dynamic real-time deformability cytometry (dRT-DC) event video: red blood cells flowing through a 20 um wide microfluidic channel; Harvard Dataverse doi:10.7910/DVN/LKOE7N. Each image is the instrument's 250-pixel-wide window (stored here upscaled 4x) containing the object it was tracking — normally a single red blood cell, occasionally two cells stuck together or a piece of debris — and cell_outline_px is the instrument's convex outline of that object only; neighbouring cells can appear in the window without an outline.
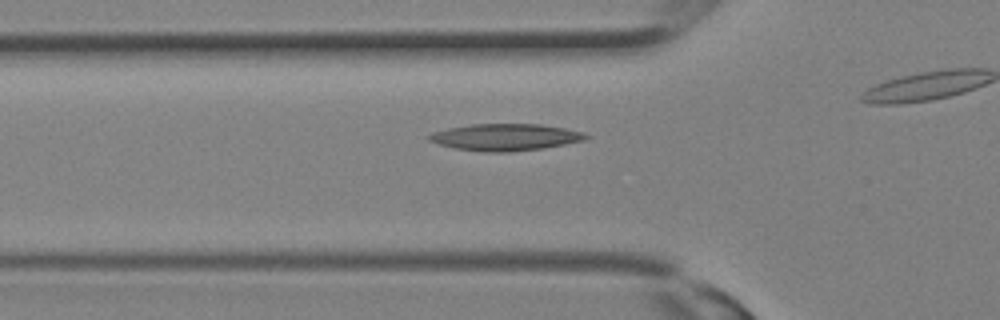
{"species": "Egyptian fruit bat (a non-hibernating species)", "species_latin": "Rousettus aegyptiacus", "temperature_condition": "room temperature", "stored_images_in_passage": 22, "camera_frame_rate_fps": 3000, "um_per_image_px": 0.085, "animal": {"sex": "female"}, "frame": {"image": 1, "passage_image": 7, "time_ms": 2.0, "image_size_px": [1000, 320], "cell_outline_px": [[592, 136], [584, 140], [544, 148], [508, 152], [480, 152], [456, 148], [440, 144], [428, 140], [424, 136], [432, 132], [448, 128], [472, 124], [540, 124], [564, 128], [584, 132]], "centroid_in_image_um": [42.94, 11.66], "position_along_channel_um": 82.9, "area_um2": 24.62}}
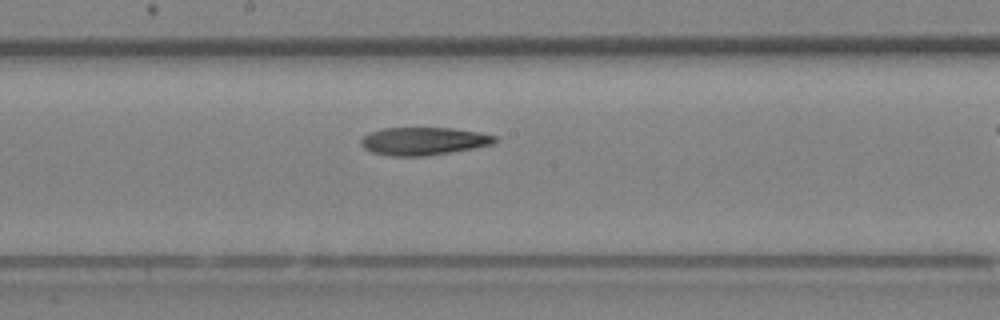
{"frame": {"image": 2, "passage_image": 13, "time_ms": 4.0, "image_size_px": [1000, 320], "cell_outline_px": [[500, 140], [492, 144], [472, 148], [424, 156], [388, 156], [372, 152], [364, 148], [360, 144], [360, 140], [368, 132], [384, 128], [452, 128], [480, 132], [496, 136]], "centroid_in_image_um": [35.98, 11.99], "position_along_channel_um": 212.2, "area_um2": 21.73}}